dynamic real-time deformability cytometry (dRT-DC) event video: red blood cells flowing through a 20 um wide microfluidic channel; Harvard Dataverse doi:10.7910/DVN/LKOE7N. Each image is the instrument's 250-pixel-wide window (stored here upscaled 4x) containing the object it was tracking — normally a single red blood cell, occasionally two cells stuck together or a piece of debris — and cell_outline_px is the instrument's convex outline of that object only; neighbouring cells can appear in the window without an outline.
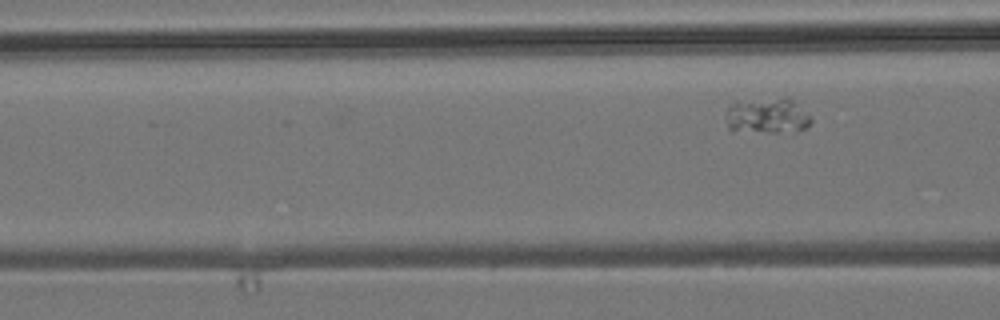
{"species": "common noctule bat (a hibernating species)", "species_latin": "Nyctalus noctula", "temperature_condition": "room temperature", "stored_images_in_passage": 6, "camera_frame_rate_fps": 3000, "um_per_image_px": 0.085, "animal": {"sex": "male", "body_mass_g": 19.2, "forearm_length_mm": 51.8}, "frame": {"image": 1, "passage_image": 6, "time_ms": 5.667, "image_size_px": [1000, 320], "cell_outline_px": [[812, 120], [808, 128], [776, 132], [732, 132], [728, 128], [728, 108], [736, 100], [784, 96], [788, 96], [812, 116]], "centroid_in_image_um": [65.22, 9.81], "position_along_channel_um": 101.4, "area_um2": 18.21}}